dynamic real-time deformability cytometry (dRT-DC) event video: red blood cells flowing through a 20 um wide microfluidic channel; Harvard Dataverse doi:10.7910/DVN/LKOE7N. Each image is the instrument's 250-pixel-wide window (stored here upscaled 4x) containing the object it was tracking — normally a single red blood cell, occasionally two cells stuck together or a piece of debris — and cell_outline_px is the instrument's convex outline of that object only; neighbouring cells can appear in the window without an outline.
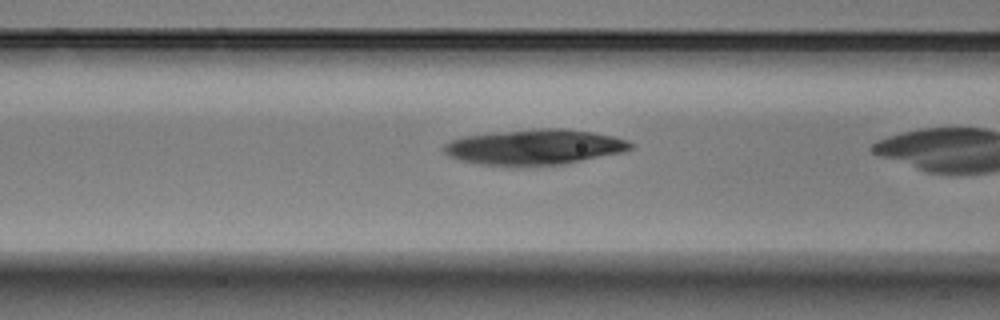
{"species": "Egyptian fruit bat (a non-hibernating species)", "species_latin": "Rousettus aegyptiacus", "temperature_condition": "warm", "stored_images_in_passage": 18, "camera_frame_rate_fps": 3000, "um_per_image_px": 0.085, "animal": {"sex": "male"}, "frame": {"image": 1, "passage_image": 16, "time_ms": 5.0, "image_size_px": [1000, 320], "cell_outline_px": [[632, 148], [624, 152], [564, 164], [480, 164], [460, 160], [448, 156], [444, 152], [444, 144], [452, 140], [464, 136], [540, 128], [564, 128], [592, 132], [612, 136], [628, 140], [632, 144]], "centroid_in_image_um": [45.48, 12.48], "position_along_channel_um": 121.1, "area_um2": 37.69}}